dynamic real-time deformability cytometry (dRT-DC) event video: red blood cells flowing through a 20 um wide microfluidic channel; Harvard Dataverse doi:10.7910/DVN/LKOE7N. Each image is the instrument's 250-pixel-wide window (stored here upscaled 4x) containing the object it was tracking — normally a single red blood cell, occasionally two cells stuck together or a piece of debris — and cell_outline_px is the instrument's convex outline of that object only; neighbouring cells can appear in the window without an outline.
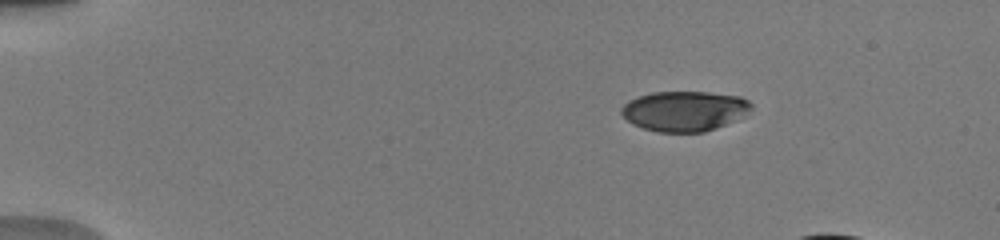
{"species": "human", "species_latin": "Homo sapiens", "temperature_condition": "warm", "stored_images_in_passage": 21, "camera_frame_rate_fps": 3000, "um_per_image_px": 0.085, "donor": {"sex": "male"}, "frame": {"image": 1, "passage_image": 1, "time_ms": 0.0, "image_size_px": [1000, 240], "cell_outline_px": [[752, 108], [736, 120], [716, 128], [704, 132], [656, 132], [632, 124], [620, 112], [620, 108], [628, 100], [652, 92], [708, 92], [740, 96], [748, 100], [752, 104]], "centroid_in_image_um": [58.17, 9.43], "position_along_channel_um": 26.8, "area_um2": 30.35}}
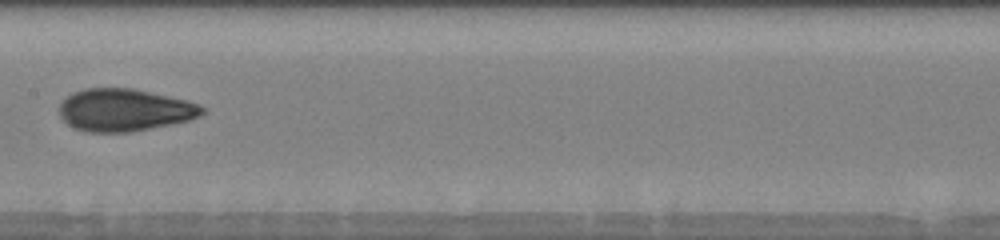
{"frame": {"image": 2, "passage_image": 16, "time_ms": 6.667, "image_size_px": [1000, 240], "cell_outline_px": [[204, 112], [200, 116], [188, 120], [132, 132], [88, 132], [72, 128], [60, 116], [60, 100], [72, 92], [84, 88], [132, 88], [188, 100], [200, 104], [204, 108]], "centroid_in_image_um": [10.55, 9.34], "position_along_channel_um": 196.8, "area_um2": 35.49}}
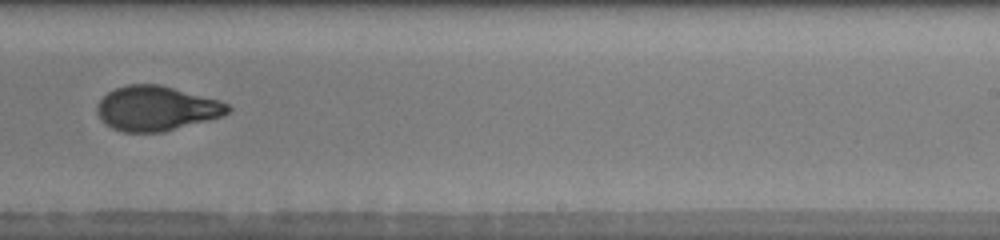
{"frame": {"image": 3, "passage_image": 20, "time_ms": 8.667, "image_size_px": [1000, 240], "cell_outline_px": [[232, 112], [224, 116], [164, 132], [124, 132], [112, 128], [104, 124], [100, 120], [96, 112], [96, 108], [100, 100], [108, 92], [116, 88], [128, 84], [160, 84], [220, 100], [228, 104], [232, 108]], "centroid_in_image_um": [13.32, 9.22], "position_along_channel_um": 275.7, "area_um2": 34.45}}